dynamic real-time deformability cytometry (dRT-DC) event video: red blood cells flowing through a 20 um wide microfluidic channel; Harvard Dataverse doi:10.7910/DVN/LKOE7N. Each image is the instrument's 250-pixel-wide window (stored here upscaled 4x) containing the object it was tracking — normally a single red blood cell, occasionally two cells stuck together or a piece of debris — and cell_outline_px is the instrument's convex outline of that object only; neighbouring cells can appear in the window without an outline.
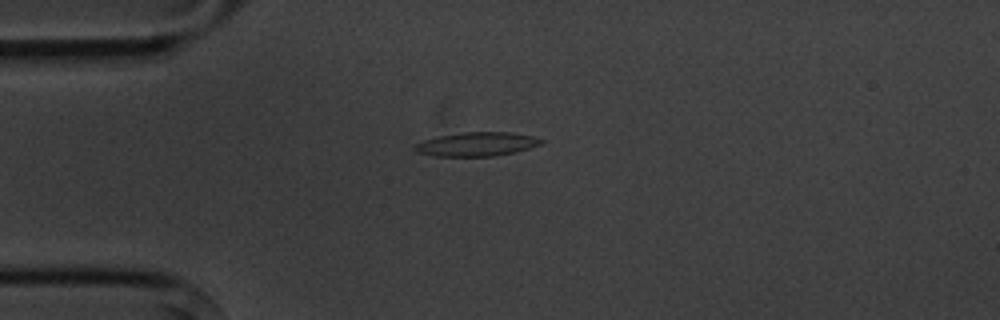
{"species": "common noctule bat (a hibernating species)", "species_latin": "Nyctalus noctula", "temperature_condition": "cold", "stored_images_in_passage": 8, "camera_frame_rate_fps": 3000, "um_per_image_px": 0.085, "animal": {"sex": "male", "body_mass_g": 20.1, "forearm_length_mm": 53.5}, "frame": {"image": 1, "passage_image": 1, "time_ms": 0.0, "image_size_px": [1000, 320], "cell_outline_px": [[544, 140], [540, 144], [528, 148], [512, 152], [492, 156], [432, 156], [416, 152], [412, 148], [416, 144], [424, 140], [440, 136], [464, 132], [512, 132], [532, 136]], "centroid_in_image_um": [40.48, 12.25], "position_along_channel_um": 44.5, "area_um2": 17.4}}
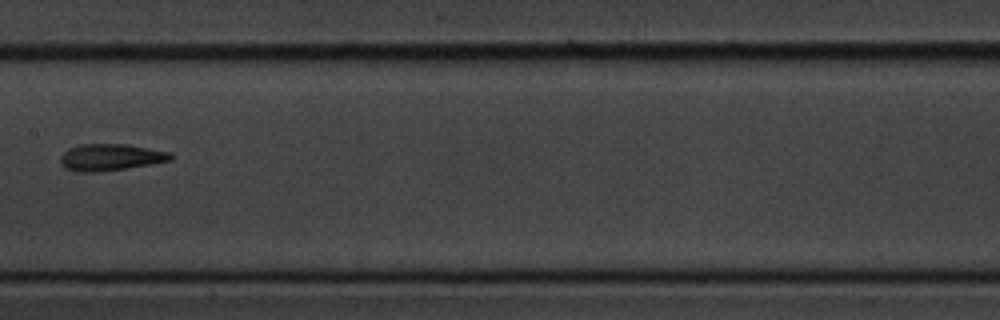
{"frame": {"image": 2, "passage_image": 5, "time_ms": 4.667, "image_size_px": [1000, 320], "cell_outline_px": [[176, 156], [172, 160], [152, 164], [124, 168], [92, 172], [76, 172], [64, 168], [60, 164], [60, 156], [68, 148], [80, 144], [124, 144], [172, 152]], "centroid_in_image_um": [9.4, 13.36], "position_along_channel_um": 198.0, "area_um2": 17.28}}
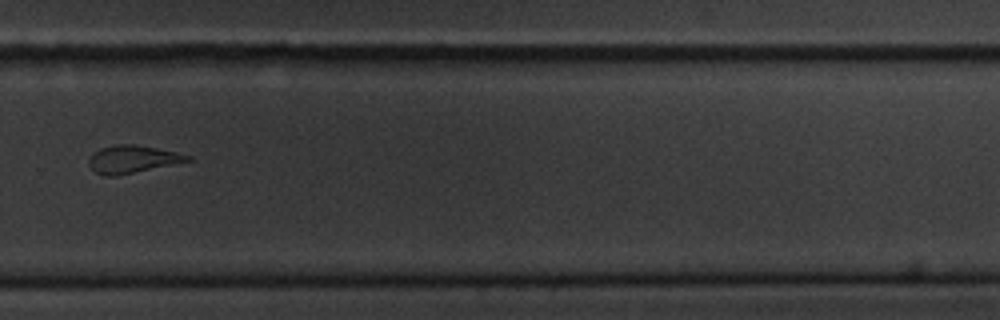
{"frame": {"image": 3, "passage_image": 8, "time_ms": 8.0, "image_size_px": [1000, 320], "cell_outline_px": [[192, 160], [116, 176], [104, 176], [96, 172], [88, 164], [88, 156], [92, 152], [100, 148], [120, 144], [132, 144], [156, 148], [176, 152], [192, 156]], "centroid_in_image_um": [11.21, 13.53], "position_along_channel_um": 318.6, "area_um2": 15.78}}